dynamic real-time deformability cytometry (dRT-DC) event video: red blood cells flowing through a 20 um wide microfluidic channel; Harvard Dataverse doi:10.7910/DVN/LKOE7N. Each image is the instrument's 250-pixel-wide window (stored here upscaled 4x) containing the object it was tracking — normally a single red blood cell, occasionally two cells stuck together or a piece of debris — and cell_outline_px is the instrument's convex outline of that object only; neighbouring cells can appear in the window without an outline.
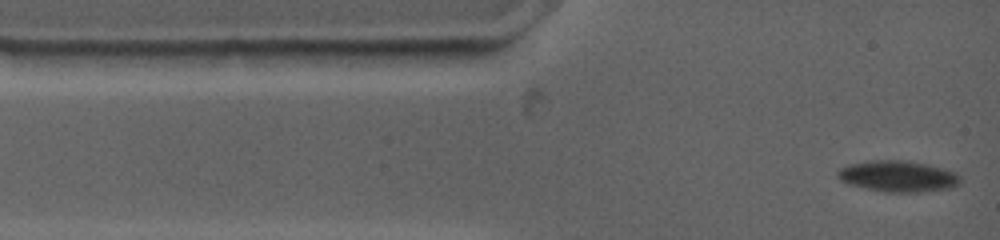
{"species": "common noctule bat (a hibernating species)", "species_latin": "Nyctalus noctula", "temperature_condition": "warm", "stored_images_in_passage": 37, "camera_frame_rate_fps": 4500, "um_per_image_px": 0.085, "animal": {"sex": "female", "body_mass_g": 19.0, "forearm_length_mm": 53.3}, "frame": {"image": 1, "passage_image": 1, "time_ms": 0.0, "image_size_px": [1000, 240], "cell_outline_px": [[960, 184], [952, 188], [920, 192], [884, 192], [848, 184], [840, 180], [836, 176], [836, 172], [840, 168], [852, 164], [876, 160], [896, 160], [928, 164], [956, 172], [960, 176]], "centroid_in_image_um": [76.35, 15.0], "position_along_channel_um": 8.7, "area_um2": 22.2}}
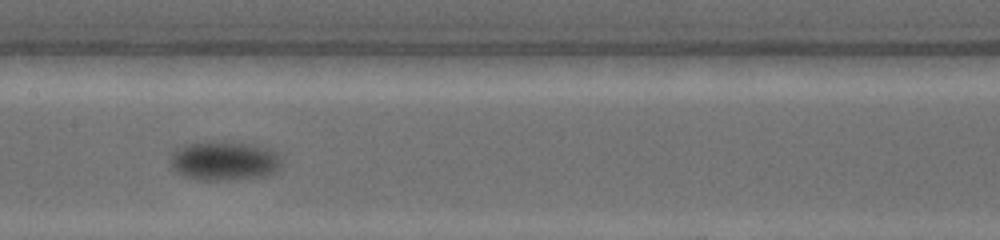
{"frame": {"image": 2, "passage_image": 14, "time_ms": 6.222, "image_size_px": [1000, 240], "cell_outline_px": [[276, 168], [272, 172], [260, 176], [232, 180], [200, 180], [184, 176], [176, 172], [172, 164], [172, 160], [176, 152], [192, 144], [232, 144], [256, 148], [268, 152], [276, 160]], "centroid_in_image_um": [18.92, 13.78], "position_along_channel_um": 188.5, "area_um2": 22.54}}
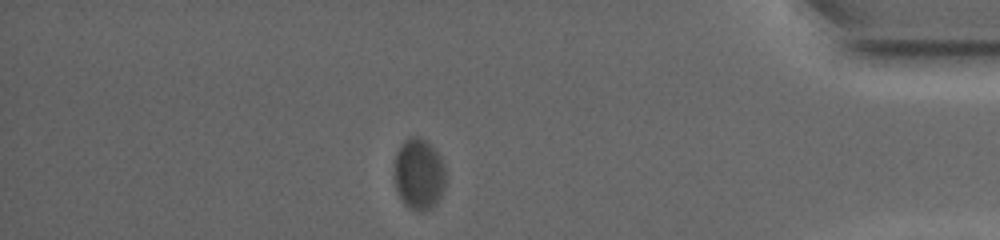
{"frame": {"image": 3, "passage_image": 29, "time_ms": 13.556, "image_size_px": [1000, 240], "cell_outline_px": [[444, 184], [440, 196], [436, 204], [432, 208], [420, 212], [416, 212], [408, 208], [404, 204], [396, 188], [396, 152], [400, 144], [408, 140], [424, 140], [440, 156], [444, 168]], "centroid_in_image_um": [35.61, 14.89], "position_along_channel_um": 399.6, "area_um2": 20.52}}